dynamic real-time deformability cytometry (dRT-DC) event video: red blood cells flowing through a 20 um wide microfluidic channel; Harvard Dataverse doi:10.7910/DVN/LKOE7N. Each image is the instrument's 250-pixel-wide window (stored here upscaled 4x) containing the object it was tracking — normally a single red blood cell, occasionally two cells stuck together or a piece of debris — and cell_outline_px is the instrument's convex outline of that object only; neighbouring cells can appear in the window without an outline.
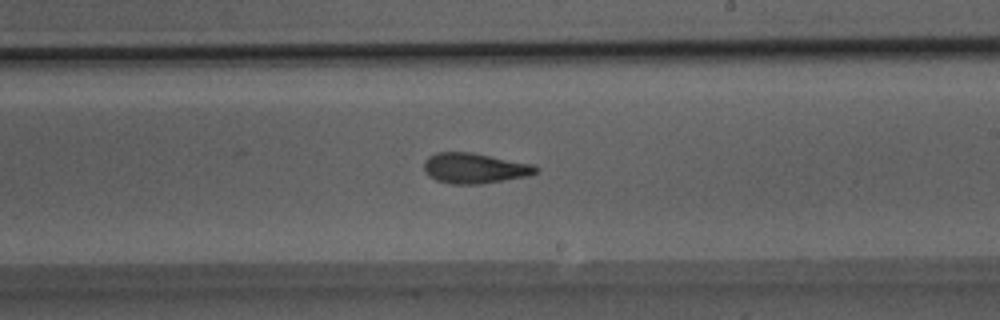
{"species": "Egyptian fruit bat (a non-hibernating species)", "species_latin": "Rousettus aegyptiacus", "temperature_condition": "room temperature", "stored_images_in_passage": 50, "camera_frame_rate_fps": 3000, "um_per_image_px": 0.085, "animal": {"sex": "male"}, "frame": {"image": 1, "passage_image": 30, "time_ms": 9.667, "image_size_px": [1000, 320], "cell_outline_px": [[540, 168], [536, 172], [528, 176], [480, 184], [452, 184], [436, 180], [428, 176], [424, 168], [424, 160], [428, 156], [436, 152], [472, 152], [532, 164]], "centroid_in_image_um": [40.31, 14.29], "position_along_channel_um": 248.7, "area_um2": 19.83}}
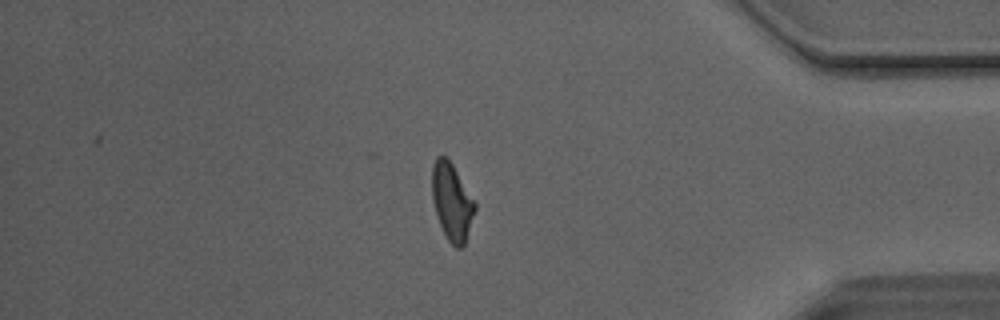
{"frame": {"image": 2, "passage_image": 43, "time_ms": 14.0, "image_size_px": [1000, 320], "cell_outline_px": [[476, 208], [464, 244], [460, 248], [456, 248], [448, 240], [440, 224], [432, 200], [432, 164], [436, 156], [444, 156], [452, 164], [476, 204]], "centroid_in_image_um": [38.39, 17.14], "position_along_channel_um": 396.8, "area_um2": 18.84}}
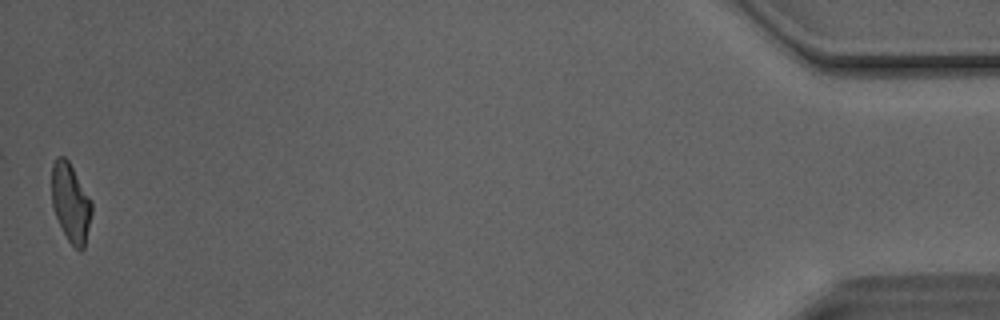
{"frame": {"image": 3, "passage_image": 50, "time_ms": 16.333, "image_size_px": [1000, 320], "cell_outline_px": [[92, 212], [84, 248], [80, 252], [68, 240], [56, 216], [52, 204], [52, 164], [56, 156], [64, 156], [68, 160], [92, 200]], "centroid_in_image_um": [6.02, 17.21], "position_along_channel_um": 429.2, "area_um2": 18.26}, "authors_computed_cell_mechanics": {"area_um2": 19.9988, "velocity_mm_per_s": 4.1292, "shape_relaxation_time_tau1_ms": 6.3563, "shape_relaxation_time_tau2_ms": 1.1601, "deformation_change_tau1": 0.181, "deformation_change_tau2": 0.0934}}